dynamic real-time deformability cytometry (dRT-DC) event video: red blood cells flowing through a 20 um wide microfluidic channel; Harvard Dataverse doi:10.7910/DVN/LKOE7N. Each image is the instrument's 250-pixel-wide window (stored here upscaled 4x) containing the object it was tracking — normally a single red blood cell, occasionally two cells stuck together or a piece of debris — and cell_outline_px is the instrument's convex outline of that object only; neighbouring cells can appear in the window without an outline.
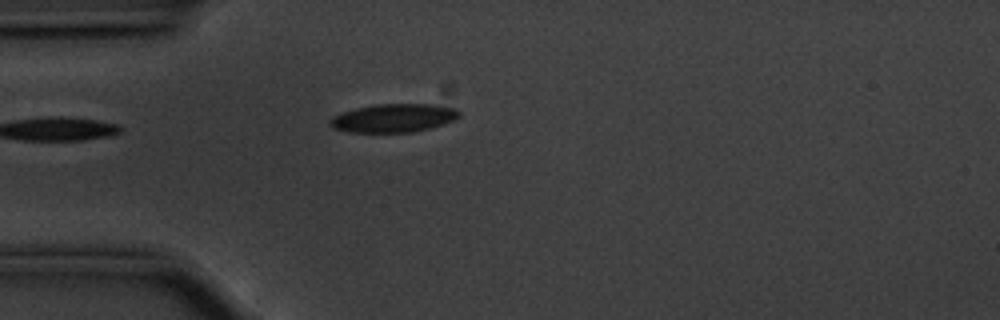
{"species": "common noctule bat (a hibernating species)", "species_latin": "Nyctalus noctula", "temperature_condition": "cold", "stored_images_in_passage": 12, "camera_frame_rate_fps": 3000, "um_per_image_px": 0.085, "animal": {"sex": "male", "body_mass_g": 20.1, "forearm_length_mm": 53.5}, "frame": {"image": 1, "passage_image": 1, "time_ms": 0.0, "image_size_px": [1000, 320], "cell_outline_px": [[460, 116], [456, 120], [428, 128], [412, 132], [348, 132], [336, 128], [328, 124], [328, 120], [332, 116], [340, 112], [372, 104], [432, 104], [456, 108], [460, 112]], "centroid_in_image_um": [33.44, 10.02], "position_along_channel_um": 51.6, "area_um2": 21.5}}